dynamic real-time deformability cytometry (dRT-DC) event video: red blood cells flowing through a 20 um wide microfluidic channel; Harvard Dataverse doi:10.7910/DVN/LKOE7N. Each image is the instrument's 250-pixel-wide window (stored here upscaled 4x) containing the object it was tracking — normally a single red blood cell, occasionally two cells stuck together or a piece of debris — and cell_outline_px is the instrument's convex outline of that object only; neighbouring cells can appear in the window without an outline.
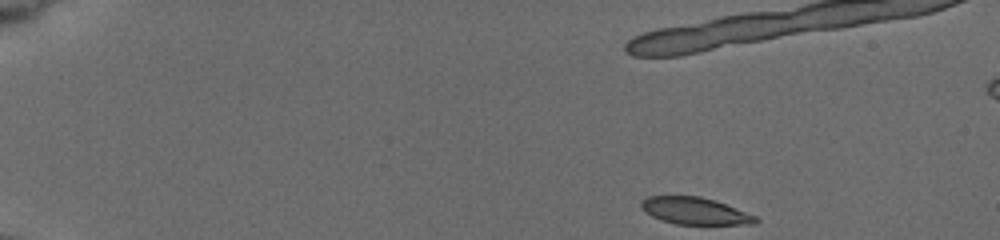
{"species": "common noctule bat (a hibernating species)", "species_latin": "Nyctalus noctula", "temperature_condition": "cold", "stored_images_in_passage": 37, "camera_frame_rate_fps": 3000, "um_per_image_px": 0.085, "animal": {"sex": "female", "body_mass_g": 19.5, "forearm_length_mm": 54.1}, "frame": {"image": 1, "passage_image": 1, "time_ms": 0.0, "image_size_px": [1000, 240], "cell_outline_px": [[760, 220], [756, 224], [676, 224], [652, 216], [644, 212], [640, 208], [640, 200], [648, 196], [700, 196], [724, 204], [756, 216]], "centroid_in_image_um": [59.02, 17.93], "position_along_channel_um": 26.0, "area_um2": 17.86}}